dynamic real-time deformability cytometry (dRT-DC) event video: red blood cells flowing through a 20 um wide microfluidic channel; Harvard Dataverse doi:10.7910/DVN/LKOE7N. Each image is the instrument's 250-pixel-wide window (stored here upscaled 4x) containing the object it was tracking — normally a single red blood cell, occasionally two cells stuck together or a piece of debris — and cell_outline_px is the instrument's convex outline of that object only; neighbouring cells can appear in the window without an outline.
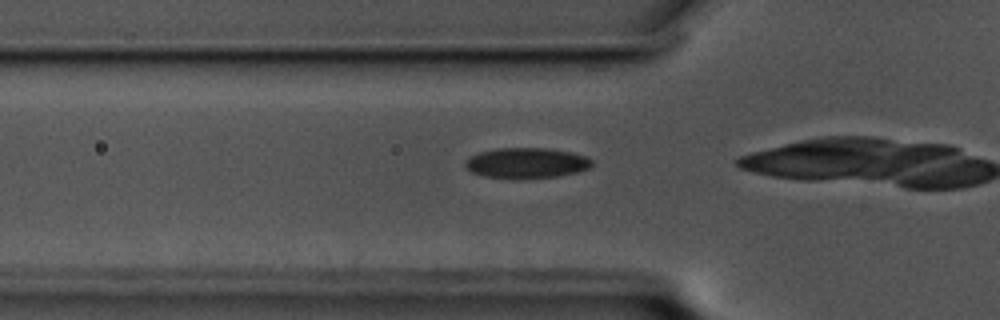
{"species": "common noctule bat (a hibernating species)", "species_latin": "Nyctalus noctula", "temperature_condition": "cold", "stored_images_in_passage": 7, "camera_frame_rate_fps": 3000, "um_per_image_px": 0.085, "animal": {"sex": "male", "body_mass_g": 17.5, "forearm_length_mm": 52.3}, "frame": {"image": 1, "passage_image": 2, "time_ms": 0.333, "image_size_px": [1000, 320], "cell_outline_px": [[592, 164], [588, 168], [576, 172], [556, 176], [516, 180], [484, 176], [472, 172], [464, 164], [464, 160], [468, 156], [480, 152], [496, 148], [548, 148], [572, 152], [588, 156], [592, 160]], "centroid_in_image_um": [44.72, 13.86], "position_along_channel_um": 81.1, "area_um2": 22.83}}